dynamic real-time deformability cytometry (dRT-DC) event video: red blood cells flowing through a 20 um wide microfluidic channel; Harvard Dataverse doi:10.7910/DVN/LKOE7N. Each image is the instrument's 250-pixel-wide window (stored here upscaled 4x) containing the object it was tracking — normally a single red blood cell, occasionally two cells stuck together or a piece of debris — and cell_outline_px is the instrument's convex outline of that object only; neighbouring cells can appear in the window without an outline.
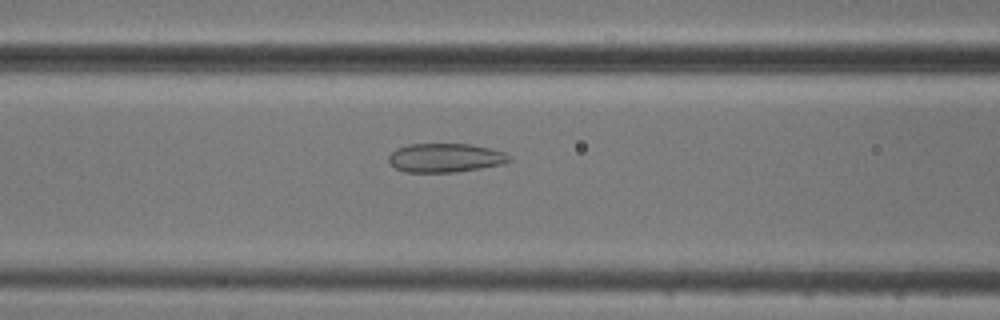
{"species": "common noctule bat (a hibernating species)", "species_latin": "Nyctalus noctula", "temperature_condition": "cold", "stored_images_in_passage": 54, "camera_frame_rate_fps": 3000, "um_per_image_px": 0.085, "animal": {"sex": "male", "body_mass_g": 20.5, "forearm_length_mm": 52.5}, "frame": {"image": 1, "passage_image": 22, "time_ms": 7.0, "image_size_px": [1000, 320], "cell_outline_px": [[512, 160], [504, 164], [456, 172], [404, 172], [396, 168], [388, 160], [388, 156], [396, 148], [408, 144], [468, 144], [488, 148], [504, 152], [512, 156]], "centroid_in_image_um": [37.86, 13.41], "position_along_channel_um": 128.7, "area_um2": 20.35}}
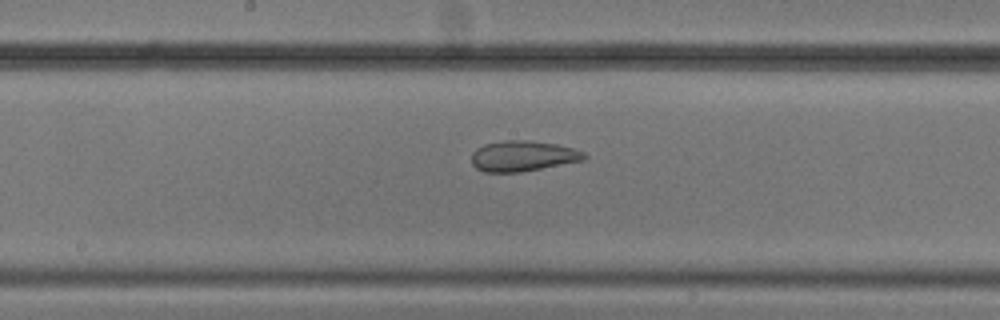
{"frame": {"image": 2, "passage_image": 28, "time_ms": 9.0, "image_size_px": [1000, 320], "cell_outline_px": [[588, 156], [584, 160], [520, 172], [484, 172], [476, 168], [472, 164], [472, 152], [476, 148], [484, 144], [504, 140], [528, 140], [556, 144], [572, 148], [584, 152]], "centroid_in_image_um": [44.42, 13.26], "position_along_channel_um": 203.8, "area_um2": 20.06}}
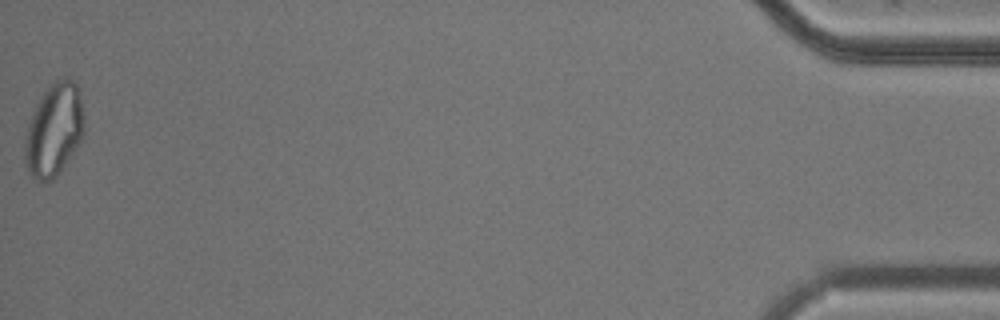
{"frame": {"image": 3, "passage_image": 54, "time_ms": 17.667, "image_size_px": [1000, 320], "cell_outline_px": [[84, 132], [76, 148], [56, 176], [52, 180], [36, 180], [28, 172], [24, 160], [24, 136], [32, 108], [40, 96], [56, 80], [64, 76], [68, 76], [76, 84], [84, 112]], "centroid_in_image_um": [4.56, 11.01], "position_along_channel_um": 430.6, "area_um2": 32.31}, "authors_computed_cell_mechanics": {"area_um2": 26.877, "velocity_mm_per_s": 3.7451, "shape_relaxation_time_tau1_ms": null, "shape_relaxation_time_tau2_ms": 1.5772, "deformation_change_tau1": null, "deformation_change_tau2": 0.0874}}